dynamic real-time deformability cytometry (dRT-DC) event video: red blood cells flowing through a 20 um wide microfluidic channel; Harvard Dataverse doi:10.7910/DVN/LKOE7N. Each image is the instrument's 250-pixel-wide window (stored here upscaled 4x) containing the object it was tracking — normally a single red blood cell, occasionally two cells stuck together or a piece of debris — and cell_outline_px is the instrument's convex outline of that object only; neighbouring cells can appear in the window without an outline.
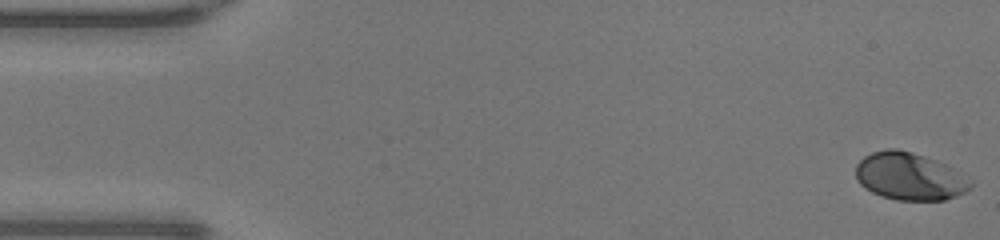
{"species": "human", "species_latin": "Homo sapiens", "temperature_condition": "warm", "stored_images_in_passage": 48, "camera_frame_rate_fps": 3000, "um_per_image_px": 0.085, "donor": {"sex": "male"}, "frame": {"image": 1, "passage_image": 1, "time_ms": 0.0, "image_size_px": [1000, 240], "cell_outline_px": [[972, 188], [956, 196], [944, 200], [896, 200], [880, 196], [864, 188], [856, 180], [856, 164], [864, 156], [872, 152], [888, 148], [896, 148], [912, 152], [936, 160], [944, 164], [972, 184]], "centroid_in_image_um": [77.23, 15.0], "position_along_channel_um": 7.8, "area_um2": 31.44}}
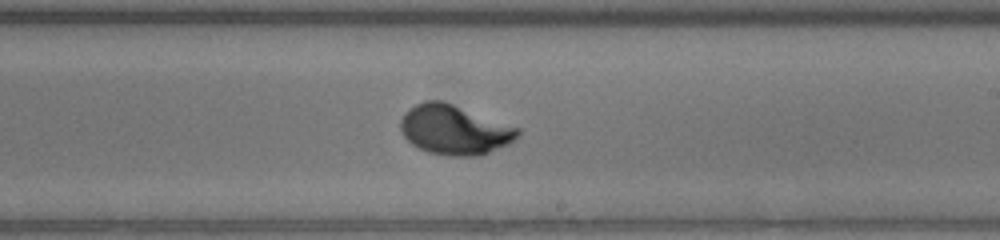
{"frame": {"image": 2, "passage_image": 28, "time_ms": 9.0, "image_size_px": [1000, 240], "cell_outline_px": [[520, 136], [508, 144], [488, 152], [476, 156], [448, 156], [428, 152], [412, 144], [400, 132], [400, 120], [404, 112], [408, 108], [424, 100], [444, 100], [520, 128]], "centroid_in_image_um": [38.61, 11.01], "position_along_channel_um": 250.4, "area_um2": 34.16}}
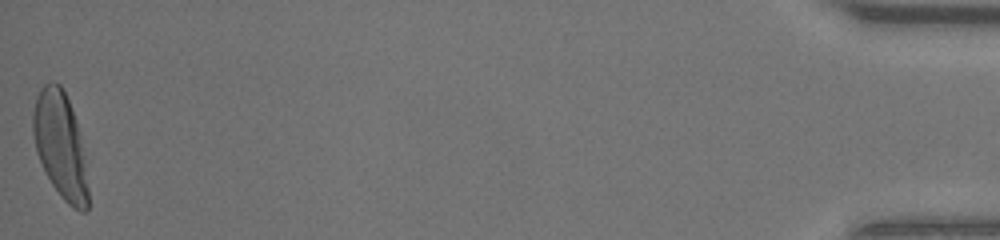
{"frame": {"image": 3, "passage_image": 48, "time_ms": 15.667, "image_size_px": [1000, 240], "cell_outline_px": [[88, 208], [84, 212], [80, 212], [72, 208], [64, 200], [52, 184], [36, 152], [32, 132], [32, 112], [36, 96], [40, 88], [44, 84], [60, 84], [68, 100], [76, 124], [84, 164], [88, 188]], "centroid_in_image_um": [5.09, 12.37], "position_along_channel_um": 430.1, "area_um2": 33.23}, "authors_computed_cell_mechanics": {"area_um2": 32.3102, "velocity_mm_per_s": 4.3126, "shape_relaxation_time_tau1_ms": 2.2382, "shape_relaxation_time_tau2_ms": null, "deformation_change_tau1": 0.1715, "deformation_change_tau2": null}}